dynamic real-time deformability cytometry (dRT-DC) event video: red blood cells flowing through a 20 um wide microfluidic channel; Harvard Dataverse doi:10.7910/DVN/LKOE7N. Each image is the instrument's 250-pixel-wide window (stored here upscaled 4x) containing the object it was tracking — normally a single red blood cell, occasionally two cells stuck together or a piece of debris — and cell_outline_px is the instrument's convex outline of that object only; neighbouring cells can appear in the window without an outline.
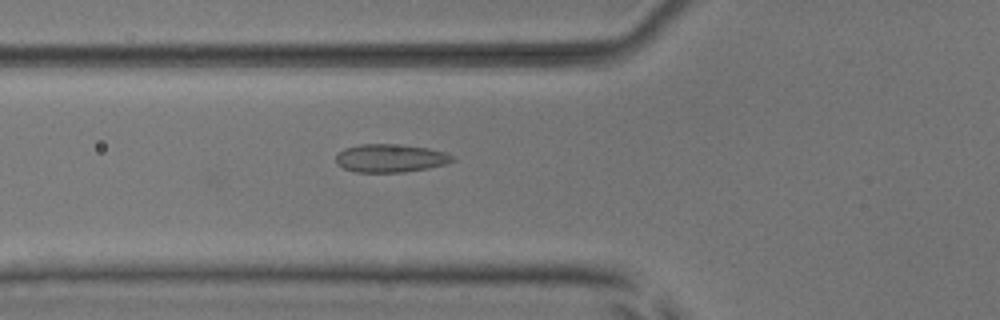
{"species": "common noctule bat (a hibernating species)", "species_latin": "Nyctalus noctula", "temperature_condition": "room temperature", "stored_images_in_passage": 36, "camera_frame_rate_fps": 3000, "um_per_image_px": 0.085, "animal": {"sex": "male", "body_mass_g": 17.9, "forearm_length_mm": 54.2}, "frame": {"image": 1, "passage_image": 3, "time_ms": 0.667, "image_size_px": [1000, 320], "cell_outline_px": [[456, 160], [448, 164], [428, 168], [404, 172], [356, 172], [344, 168], [336, 164], [336, 156], [344, 148], [360, 144], [404, 144], [428, 148], [444, 152], [452, 156]], "centroid_in_image_um": [33.2, 13.44], "position_along_channel_um": 92.6, "area_um2": 19.25}}
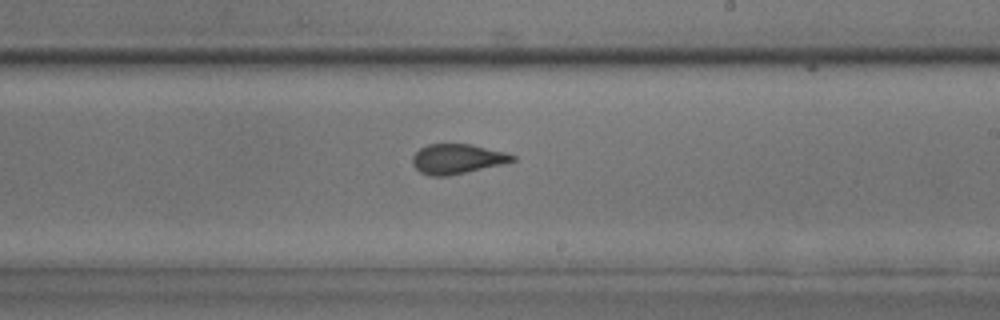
{"frame": {"image": 2, "passage_image": 15, "time_ms": 4.667, "image_size_px": [1000, 320], "cell_outline_px": [[516, 160], [504, 164], [448, 176], [428, 176], [420, 172], [412, 164], [412, 156], [420, 148], [428, 144], [472, 144], [508, 152], [516, 156]], "centroid_in_image_um": [38.89, 13.5], "position_along_channel_um": 250.1, "area_um2": 17.63}}
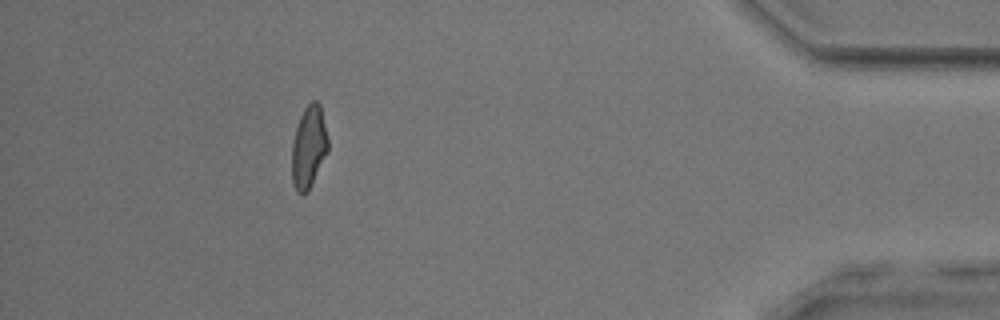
{"frame": {"image": 3, "passage_image": 31, "time_ms": 10.0, "image_size_px": [1000, 320], "cell_outline_px": [[328, 152], [308, 192], [304, 196], [296, 192], [292, 184], [292, 144], [296, 128], [300, 116], [304, 108], [312, 100], [316, 100], [320, 104], [328, 140]], "centroid_in_image_um": [26.24, 12.54], "position_along_channel_um": 409.0, "area_um2": 17.51}, "authors_computed_cell_mechanics": {"area_um2": 17.5134, "velocity_mm_per_s": 3.9476, "shape_relaxation_time_tau1_ms": null, "shape_relaxation_time_tau2_ms": 1.2855, "deformation_change_tau1": null, "deformation_change_tau2": 0.0826}}